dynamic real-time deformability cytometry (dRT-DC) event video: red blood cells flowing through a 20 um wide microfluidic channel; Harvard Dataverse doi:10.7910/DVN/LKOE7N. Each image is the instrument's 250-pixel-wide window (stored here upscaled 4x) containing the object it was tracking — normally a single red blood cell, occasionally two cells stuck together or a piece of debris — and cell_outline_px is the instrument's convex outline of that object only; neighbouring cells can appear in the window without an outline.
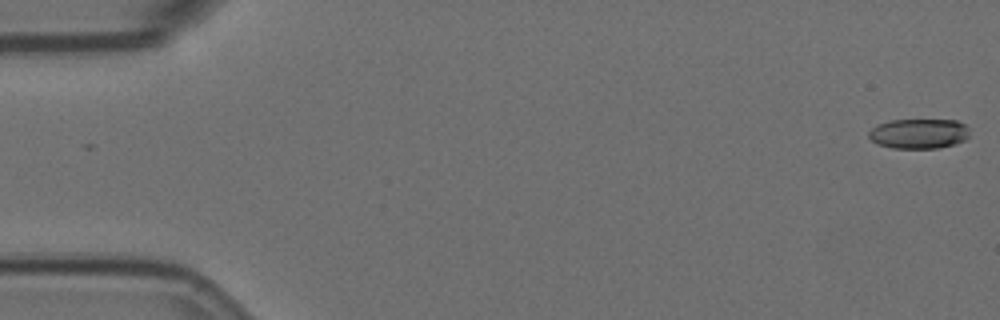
{"species": "Egyptian fruit bat (a non-hibernating species)", "species_latin": "Rousettus aegyptiacus", "temperature_condition": "room temperature", "stored_images_in_passage": 57, "camera_frame_rate_fps": 3000, "um_per_image_px": 0.085, "animal": {"sex": "female"}, "frame": {"image": 1, "passage_image": 1, "time_ms": 0.0, "image_size_px": [1000, 320], "cell_outline_px": [[968, 136], [964, 140], [952, 144], [936, 148], [892, 148], [876, 144], [868, 136], [868, 132], [872, 128], [888, 120], [956, 120], [964, 124], [968, 128]], "centroid_in_image_um": [78.07, 11.35], "position_along_channel_um": 6.9, "area_um2": 17.46}}
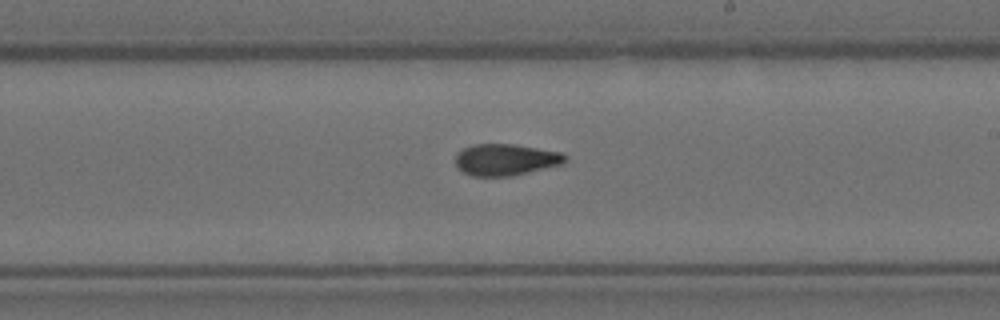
{"frame": {"image": 2, "passage_image": 33, "time_ms": 10.667, "image_size_px": [1000, 320], "cell_outline_px": [[568, 156], [564, 164], [512, 176], [472, 176], [456, 168], [456, 152], [464, 148], [476, 144], [512, 144], [560, 152]], "centroid_in_image_um": [42.98, 13.58], "position_along_channel_um": 246.0, "area_um2": 20.23}}
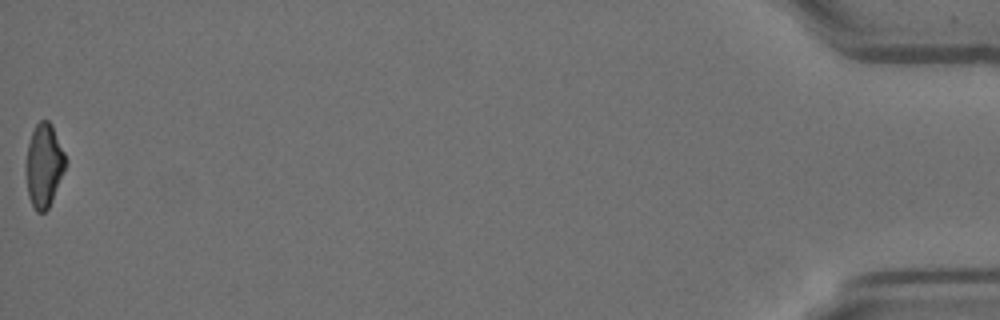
{"frame": {"image": 3, "passage_image": 57, "time_ms": 18.667, "image_size_px": [1000, 320], "cell_outline_px": [[68, 160], [64, 172], [52, 200], [48, 208], [44, 212], [36, 212], [28, 196], [28, 144], [32, 132], [36, 124], [40, 120], [48, 120], [52, 124]], "centroid_in_image_um": [3.79, 14.04], "position_along_channel_um": 431.4, "area_um2": 18.84}, "authors_computed_cell_mechanics": {"area_um2": 20.0566, "velocity_mm_per_s": 3.5914, "shape_relaxation_time_tau1_ms": 6.3723, "shape_relaxation_time_tau2_ms": 3.3967, "deformation_change_tau1": 0.1958, "deformation_change_tau2": 0.103}}